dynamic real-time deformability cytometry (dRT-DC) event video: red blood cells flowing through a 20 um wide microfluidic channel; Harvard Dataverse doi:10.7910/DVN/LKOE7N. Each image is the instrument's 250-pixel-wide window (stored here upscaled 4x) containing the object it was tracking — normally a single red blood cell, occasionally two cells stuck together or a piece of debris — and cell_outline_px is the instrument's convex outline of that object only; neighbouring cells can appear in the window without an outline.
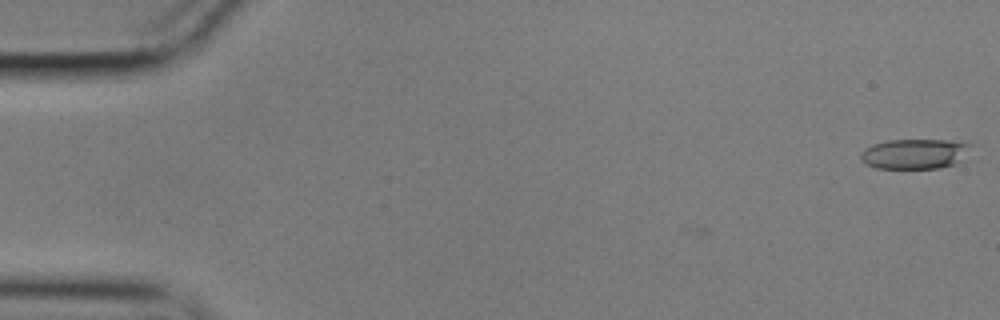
{"species": "common noctule bat (a hibernating species)", "species_latin": "Nyctalus noctula", "temperature_condition": "cold", "stored_images_in_passage": 5, "camera_frame_rate_fps": 3000, "um_per_image_px": 0.085, "animal": {"sex": "male", "body_mass_g": 17.9}, "frame": {"image": 1, "passage_image": 1, "time_ms": 0.0, "image_size_px": [1000, 320], "cell_outline_px": [[972, 144], [956, 164], [940, 168], [876, 168], [864, 164], [860, 160], [860, 152], [864, 148], [872, 144], [888, 140], [948, 140]], "centroid_in_image_um": [77.66, 13.08], "position_along_channel_um": 7.3, "area_um2": 19.25}}